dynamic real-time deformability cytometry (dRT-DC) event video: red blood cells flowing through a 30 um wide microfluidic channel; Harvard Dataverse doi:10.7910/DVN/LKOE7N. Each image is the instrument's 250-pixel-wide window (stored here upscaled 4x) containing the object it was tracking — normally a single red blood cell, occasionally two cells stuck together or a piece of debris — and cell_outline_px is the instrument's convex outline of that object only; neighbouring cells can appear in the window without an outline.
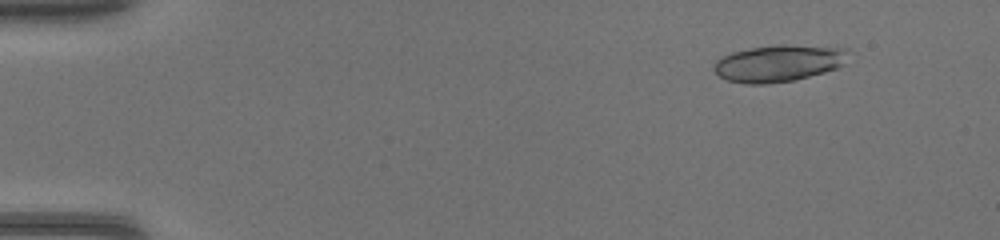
{"species": "common noctule bat (a hibernating species)", "species_latin": "Nyctalus noctula", "temperature_condition": "warm", "stored_images_in_passage": 46, "segment_of_instrument_passage": [1, 2], "camera_frame_rate_fps": 3000, "um_per_image_px": 0.085, "animal": {"sex": "female", "body_mass_g": 17.0, "forearm_length_mm": 48.0}, "frame": {"image": 1, "passage_image": 5, "time_ms": 1.333, "image_size_px": [1000, 240], "cell_outline_px": [[848, 52], [840, 64], [836, 68], [824, 72], [792, 80], [764, 84], [748, 84], [728, 80], [720, 76], [712, 68], [716, 60], [720, 56], [732, 52], [752, 48], [780, 44], [836, 44], [848, 48]], "centroid_in_image_um": [66.22, 5.32], "position_along_channel_um": 18.8, "area_um2": 29.19}}
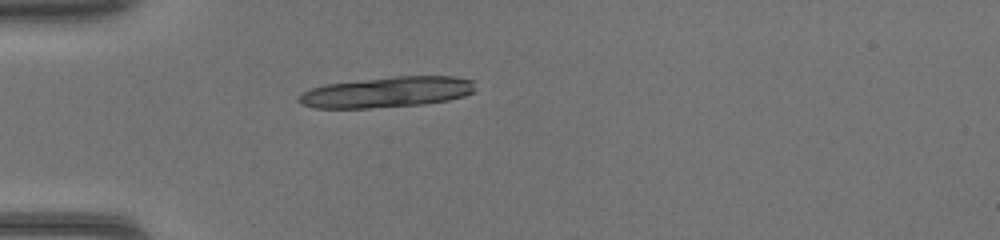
{"frame": {"image": 2, "passage_image": 14, "time_ms": 4.333, "image_size_px": [1000, 240], "cell_outline_px": [[476, 92], [464, 96], [448, 100], [424, 104], [368, 108], [312, 108], [300, 104], [296, 100], [296, 96], [312, 88], [324, 84], [396, 76], [452, 76], [472, 80]], "centroid_in_image_um": [32.86, 7.83], "position_along_channel_um": 52.1, "area_um2": 31.67}}